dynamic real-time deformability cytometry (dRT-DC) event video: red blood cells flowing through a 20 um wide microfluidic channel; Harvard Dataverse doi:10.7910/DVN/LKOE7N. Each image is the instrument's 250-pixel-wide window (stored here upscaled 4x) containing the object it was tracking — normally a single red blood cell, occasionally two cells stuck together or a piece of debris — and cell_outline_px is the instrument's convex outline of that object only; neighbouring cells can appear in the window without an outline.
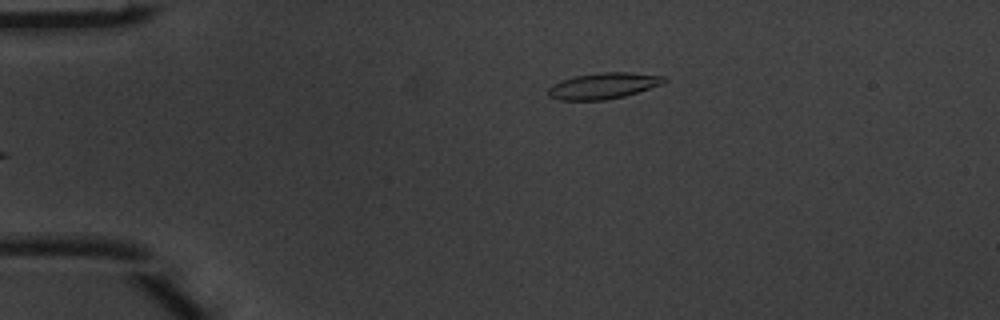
{"species": "common noctule bat (a hibernating species)", "species_latin": "Nyctalus noctula", "temperature_condition": "warm", "stored_images_in_passage": 4, "camera_frame_rate_fps": 3000, "um_per_image_px": 0.085, "animal": {"sex": "male", "body_mass_g": 20.1, "forearm_length_mm": 53.5}, "frame": {"image": 1, "passage_image": 4, "time_ms": 1.0, "image_size_px": [1000, 320], "cell_outline_px": [[668, 80], [664, 84], [624, 96], [604, 100], [560, 100], [548, 96], [548, 88], [552, 84], [560, 80], [576, 76], [600, 72], [628, 72], [664, 76]], "centroid_in_image_um": [51.29, 7.29], "position_along_channel_um": 33.7, "area_um2": 17.69}}